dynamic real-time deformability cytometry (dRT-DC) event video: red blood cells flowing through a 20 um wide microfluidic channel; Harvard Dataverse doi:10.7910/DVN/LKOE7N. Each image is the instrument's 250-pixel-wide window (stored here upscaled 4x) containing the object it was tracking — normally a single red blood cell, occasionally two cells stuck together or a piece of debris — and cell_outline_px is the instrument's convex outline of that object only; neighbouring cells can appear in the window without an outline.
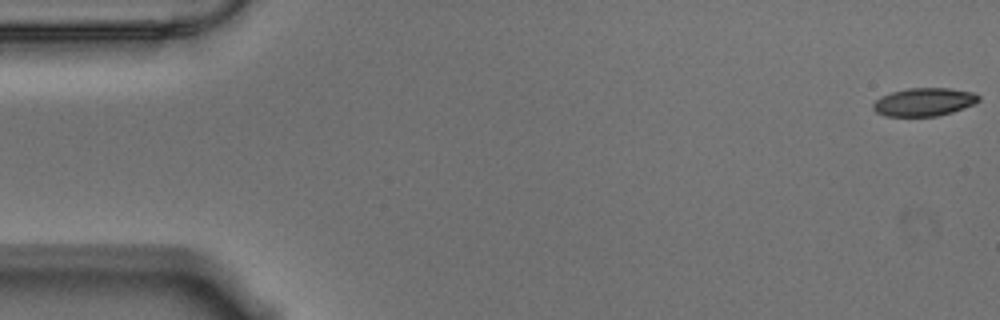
{"species": "Egyptian fruit bat (a non-hibernating species)", "species_latin": "Rousettus aegyptiacus", "temperature_condition": "warm", "stored_images_in_passage": 57, "camera_frame_rate_fps": 3000, "um_per_image_px": 0.085, "animal": {"sex": "male"}, "frame": {"image": 1, "passage_image": 1, "time_ms": 0.0, "image_size_px": [1000, 320], "cell_outline_px": [[980, 100], [964, 108], [952, 112], [936, 116], [884, 116], [876, 112], [872, 108], [872, 104], [880, 96], [892, 92], [908, 88], [948, 88], [976, 92], [980, 96]], "centroid_in_image_um": [78.54, 8.66], "position_along_channel_um": 6.5, "area_um2": 17.4}}
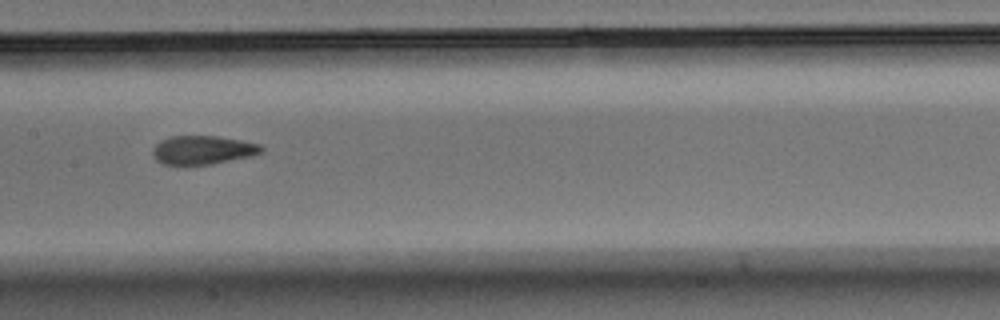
{"frame": {"image": 2, "passage_image": 28, "time_ms": 9.0, "image_size_px": [1000, 320], "cell_outline_px": [[264, 148], [260, 152], [252, 156], [212, 164], [164, 164], [156, 160], [152, 156], [152, 148], [160, 140], [172, 136], [216, 136], [240, 140], [260, 144]], "centroid_in_image_um": [17.21, 12.74], "position_along_channel_um": 190.2, "area_um2": 18.09}}
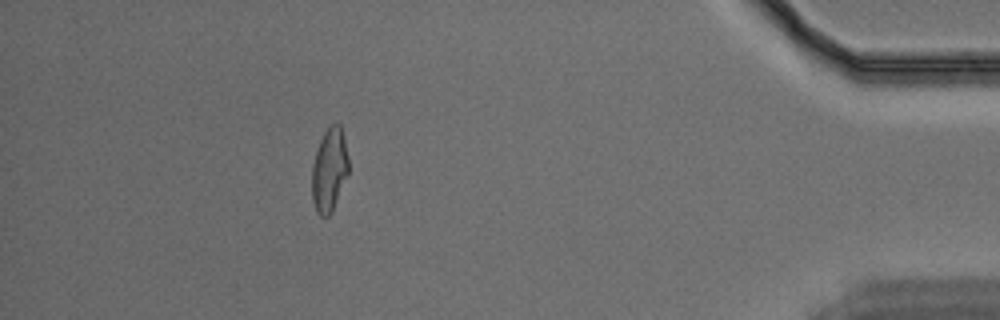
{"frame": {"image": 3, "passage_image": 51, "time_ms": 16.667, "image_size_px": [1000, 320], "cell_outline_px": [[348, 172], [332, 212], [328, 216], [320, 216], [316, 212], [312, 200], [312, 164], [320, 140], [324, 132], [332, 124], [340, 124], [344, 136], [348, 156]], "centroid_in_image_um": [27.98, 14.45], "position_along_channel_um": 407.2, "area_um2": 17.74}, "authors_computed_cell_mechanics": {"area_um2": 18.3226, "velocity_mm_per_s": 3.544, "shape_relaxation_time_tau1_ms": 9.0897, "shape_relaxation_time_tau2_ms": 1.6747, "deformation_change_tau1": 0.2338, "deformation_change_tau2": 0.0897}}